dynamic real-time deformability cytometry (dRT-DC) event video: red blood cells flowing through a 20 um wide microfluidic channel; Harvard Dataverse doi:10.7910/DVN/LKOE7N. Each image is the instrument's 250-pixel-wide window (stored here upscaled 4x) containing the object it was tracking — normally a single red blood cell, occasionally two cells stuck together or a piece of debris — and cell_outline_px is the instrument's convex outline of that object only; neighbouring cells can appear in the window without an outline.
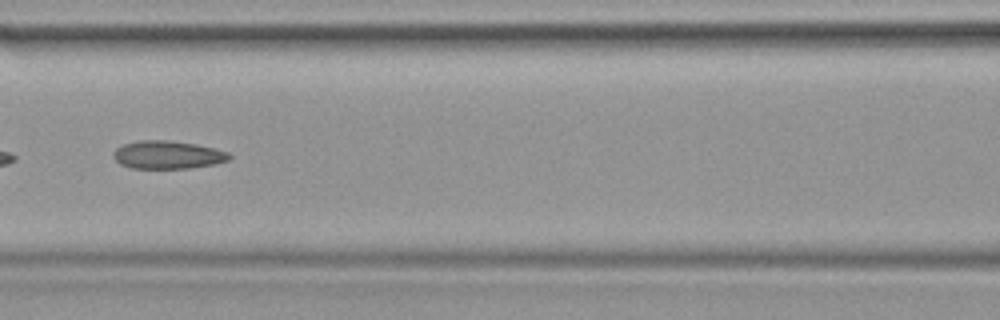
{"species": "common noctule bat (a hibernating species)", "species_latin": "Nyctalus noctula", "temperature_condition": "warm", "stored_images_in_passage": 32, "camera_frame_rate_fps": 3000, "um_per_image_px": 0.085, "animal": {"sex": "female", "body_mass_g": 19.9}, "frame": {"image": 1, "passage_image": 10, "time_ms": 3.0, "image_size_px": [1000, 320], "cell_outline_px": [[232, 156], [228, 160], [216, 164], [188, 168], [132, 168], [120, 164], [112, 156], [112, 152], [116, 148], [124, 144], [140, 140], [168, 140], [196, 144], [228, 152]], "centroid_in_image_um": [14.23, 13.16], "position_along_channel_um": 152.4, "area_um2": 18.9}}